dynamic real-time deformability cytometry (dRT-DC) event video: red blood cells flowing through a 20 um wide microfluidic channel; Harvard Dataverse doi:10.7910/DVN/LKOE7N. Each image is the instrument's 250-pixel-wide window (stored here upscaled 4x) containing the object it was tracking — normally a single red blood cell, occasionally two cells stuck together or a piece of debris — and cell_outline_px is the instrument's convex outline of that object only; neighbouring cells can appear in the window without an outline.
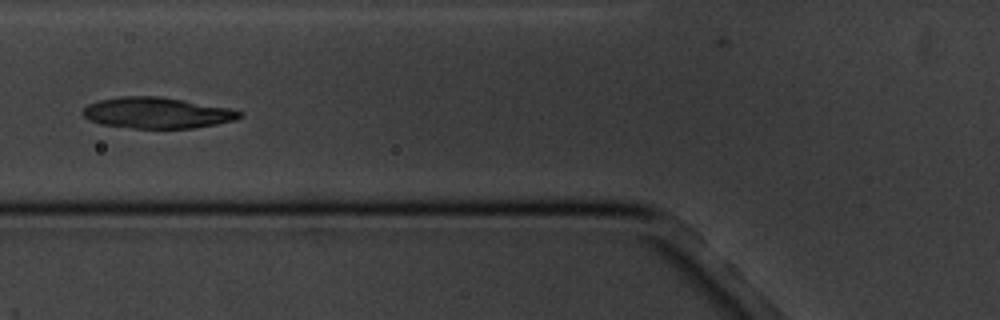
{"species": "common noctule bat (a hibernating species)", "species_latin": "Nyctalus noctula", "temperature_condition": "cold", "stored_images_in_passage": 17, "camera_frame_rate_fps": 3000, "um_per_image_px": 0.085, "animal": {"sex": "male", "body_mass_g": 20.1, "forearm_length_mm": 53.5}, "frame": {"image": 1, "passage_image": 7, "time_ms": 7.0, "image_size_px": [1000, 320], "cell_outline_px": [[244, 116], [236, 120], [216, 124], [192, 128], [132, 128], [100, 124], [88, 120], [80, 112], [88, 104], [100, 100], [120, 96], [160, 96], [232, 108], [244, 112]], "centroid_in_image_um": [13.37, 9.59], "position_along_channel_um": 112.4, "area_um2": 28.61}}
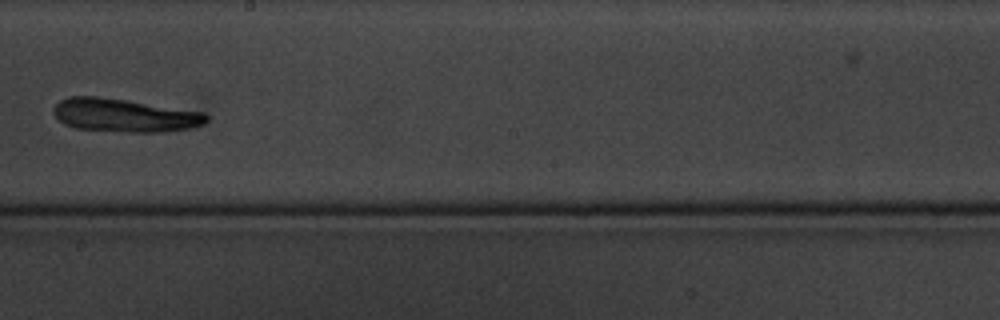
{"frame": {"image": 2, "passage_image": 10, "time_ms": 10.667, "image_size_px": [1000, 320], "cell_outline_px": [[208, 120], [204, 124], [188, 128], [164, 132], [128, 132], [76, 128], [64, 124], [52, 112], [52, 108], [60, 100], [68, 96], [96, 96], [128, 100], [204, 112], [208, 116]], "centroid_in_image_um": [10.57, 9.79], "position_along_channel_um": 237.6, "area_um2": 29.71}}
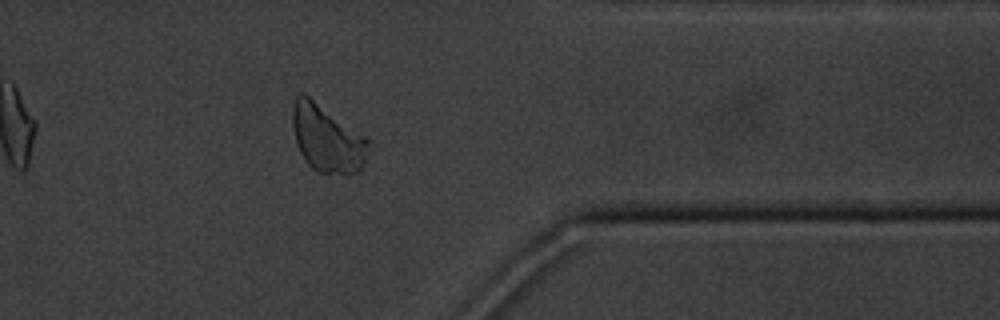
{"frame": {"image": 3, "passage_image": 14, "time_ms": 15.333, "image_size_px": [1000, 320], "cell_outline_px": [[368, 144], [364, 160], [360, 172], [320, 172], [312, 168], [304, 160], [296, 144], [292, 124], [292, 108], [296, 96], [300, 92], [304, 92], [364, 136], [368, 140]], "centroid_in_image_um": [27.73, 11.73], "position_along_channel_um": 383.7, "area_um2": 29.13}}